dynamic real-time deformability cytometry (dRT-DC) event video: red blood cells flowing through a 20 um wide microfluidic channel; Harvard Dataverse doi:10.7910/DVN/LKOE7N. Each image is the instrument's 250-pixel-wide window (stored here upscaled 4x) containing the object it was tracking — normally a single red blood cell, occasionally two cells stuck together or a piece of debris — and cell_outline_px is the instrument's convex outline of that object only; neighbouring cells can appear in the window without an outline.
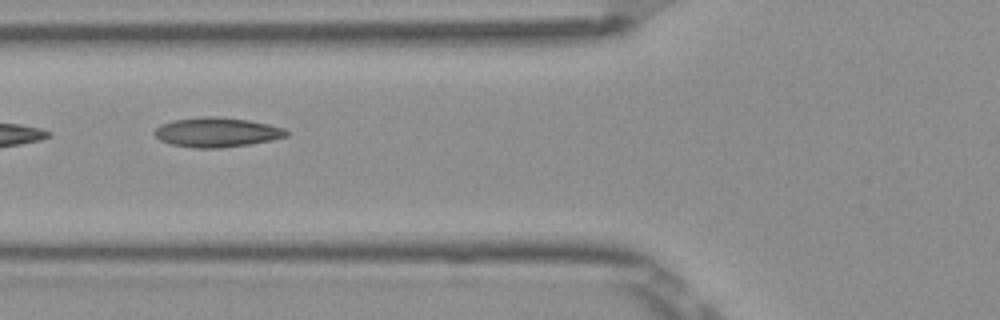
{"species": "Egyptian fruit bat (a non-hibernating species)", "species_latin": "Rousettus aegyptiacus", "temperature_condition": "room temperature", "stored_images_in_passage": 5, "camera_frame_rate_fps": 3000, "um_per_image_px": 0.085, "frame": {"image": 1, "passage_image": 2, "time_ms": 0.333, "image_size_px": [1000, 320], "cell_outline_px": [[288, 136], [272, 140], [248, 144], [220, 148], [196, 148], [172, 144], [160, 140], [152, 132], [160, 124], [172, 120], [204, 116], [216, 116], [248, 120], [268, 124], [284, 128], [288, 132]], "centroid_in_image_um": [18.41, 11.23], "position_along_channel_um": 107.4, "area_um2": 22.72}}
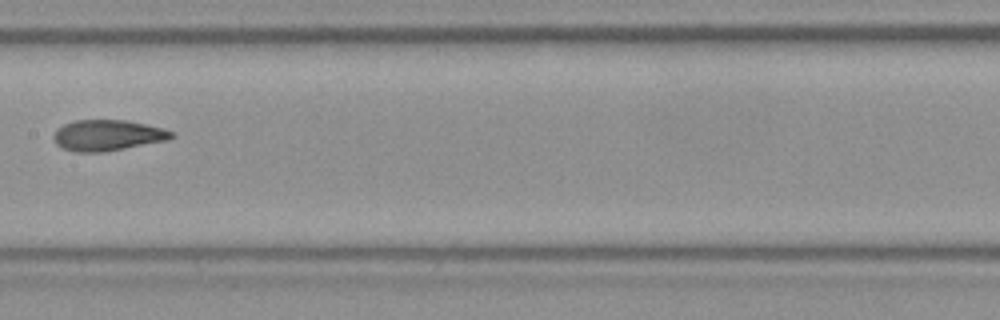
{"frame": {"image": 2, "passage_image": 4, "time_ms": 1.0, "image_size_px": [1000, 320], "cell_outline_px": [[176, 136], [168, 140], [104, 152], [72, 152], [60, 148], [56, 144], [52, 136], [56, 128], [64, 124], [76, 120], [124, 120], [164, 128], [176, 132]], "centroid_in_image_um": [9.13, 11.51], "position_along_channel_um": 198.3, "area_um2": 21.5}}
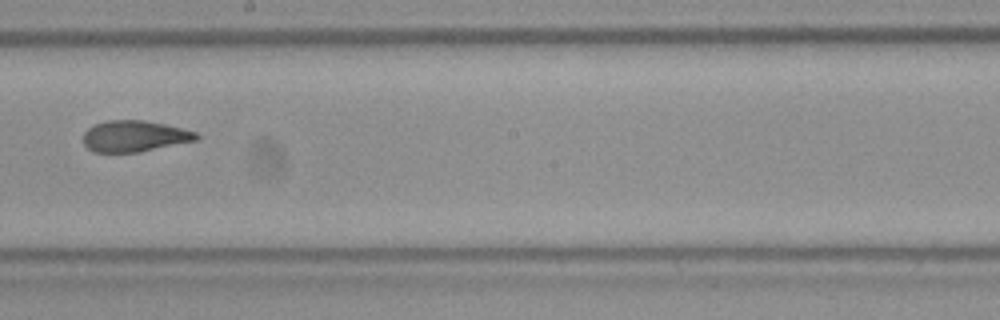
{"frame": {"image": 3, "passage_image": 5, "time_ms": 1.333, "image_size_px": [1000, 320], "cell_outline_px": [[200, 136], [196, 140], [140, 152], [92, 152], [84, 144], [84, 132], [88, 128], [96, 124], [108, 120], [144, 120], [164, 124], [196, 132]], "centroid_in_image_um": [11.42, 11.58], "position_along_channel_um": 236.8, "area_um2": 20.4}}